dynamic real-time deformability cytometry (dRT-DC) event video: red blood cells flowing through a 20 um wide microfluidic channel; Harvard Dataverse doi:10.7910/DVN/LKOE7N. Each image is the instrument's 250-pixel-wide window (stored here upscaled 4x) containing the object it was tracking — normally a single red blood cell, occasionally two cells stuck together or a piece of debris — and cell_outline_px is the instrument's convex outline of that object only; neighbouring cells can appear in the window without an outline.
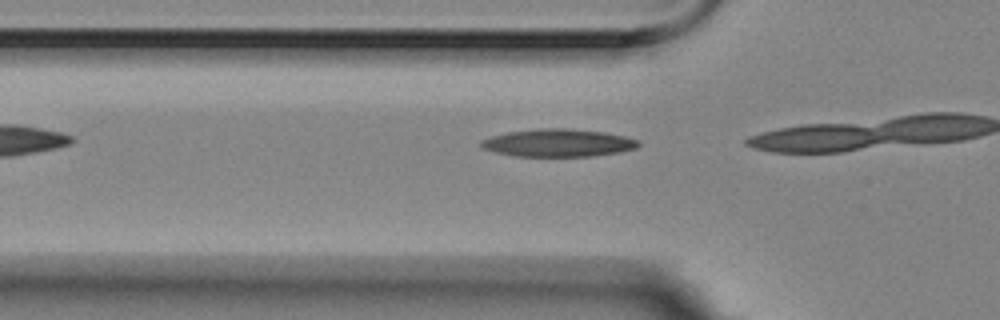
{"species": "Egyptian fruit bat (a non-hibernating species)", "species_latin": "Rousettus aegyptiacus", "temperature_condition": "room temperature", "stored_images_in_passage": 5, "camera_frame_rate_fps": 3000, "um_per_image_px": 0.085, "animal": {"sex": "female"}, "frame": {"image": 1, "passage_image": 4, "time_ms": 1.0, "image_size_px": [1000, 320], "cell_outline_px": [[640, 144], [636, 148], [620, 152], [592, 156], [516, 156], [496, 152], [484, 148], [480, 144], [480, 140], [492, 136], [508, 132], [540, 128], [568, 128], [604, 132], [624, 136], [640, 140]], "centroid_in_image_um": [47.47, 12.14], "position_along_channel_um": 78.3, "area_um2": 25.32}}